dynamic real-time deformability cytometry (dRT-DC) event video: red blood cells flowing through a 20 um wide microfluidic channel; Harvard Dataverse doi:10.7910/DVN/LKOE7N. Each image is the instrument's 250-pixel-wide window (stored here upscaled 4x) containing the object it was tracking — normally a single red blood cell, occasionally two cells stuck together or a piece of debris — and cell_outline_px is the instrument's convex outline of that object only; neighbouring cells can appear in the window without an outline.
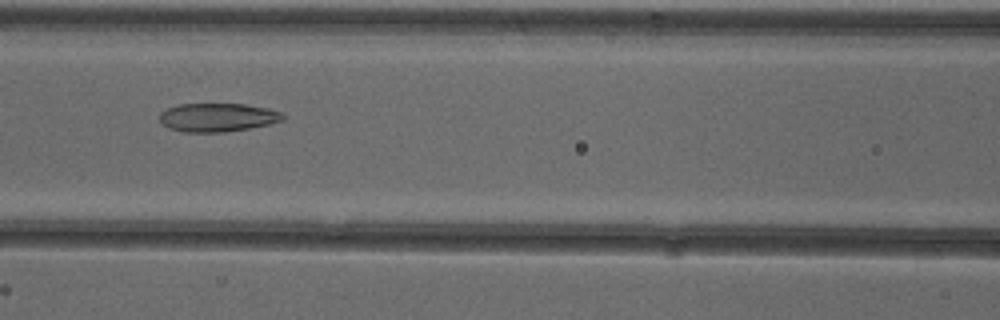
{"species": "common noctule bat (a hibernating species)", "species_latin": "Nyctalus noctula", "temperature_condition": "cold", "stored_images_in_passage": 35, "camera_frame_rate_fps": 3000, "um_per_image_px": 0.085, "animal": {"sex": "female"}, "frame": {"image": 1, "passage_image": 11, "time_ms": 3.333, "image_size_px": [1000, 320], "cell_outline_px": [[284, 120], [268, 124], [248, 128], [224, 132], [184, 132], [168, 128], [160, 120], [160, 112], [168, 108], [180, 104], [244, 104], [268, 108], [280, 112], [284, 116]], "centroid_in_image_um": [18.49, 9.98], "position_along_channel_um": 148.1, "area_um2": 20.35}}
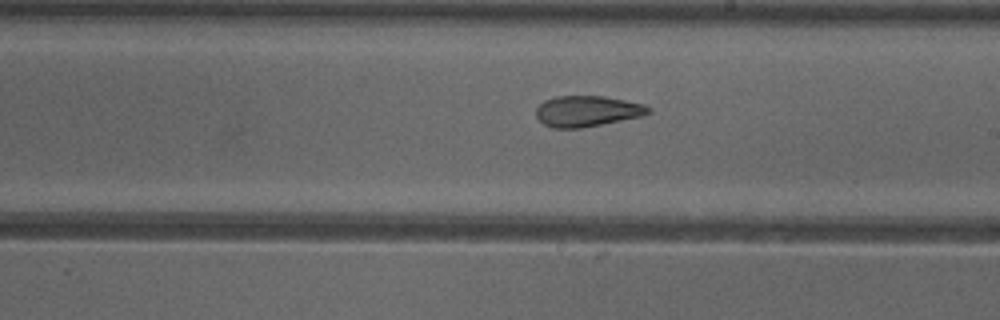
{"frame": {"image": 2, "passage_image": 18, "time_ms": 5.667, "image_size_px": [1000, 320], "cell_outline_px": [[652, 112], [640, 116], [580, 128], [552, 128], [544, 124], [536, 116], [536, 108], [544, 100], [556, 96], [604, 96], [644, 104], [652, 108]], "centroid_in_image_um": [49.89, 9.44], "position_along_channel_um": 239.1, "area_um2": 20.06}}
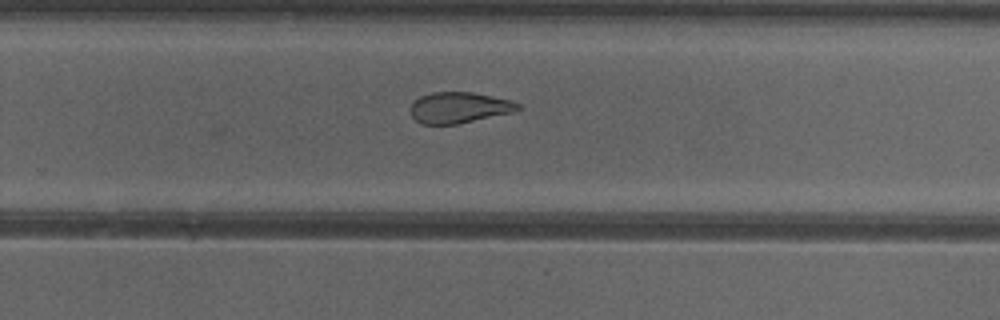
{"frame": {"image": 3, "passage_image": 22, "time_ms": 7.0, "image_size_px": [1000, 320], "cell_outline_px": [[520, 108], [512, 112], [456, 124], [420, 124], [412, 116], [408, 108], [420, 96], [432, 92], [472, 92], [512, 100], [520, 104]], "centroid_in_image_um": [38.99, 9.14], "position_along_channel_um": 290.8, "area_um2": 19.31}, "authors_computed_cell_mechanics": {"area_um2": 20.9236, "velocity_mm_per_s": 3.9014, "shape_relaxation_time_tau1_ms": null, "shape_relaxation_time_tau2_ms": 2.6295, "deformation_change_tau1": null, "deformation_change_tau2": 0.1012}}